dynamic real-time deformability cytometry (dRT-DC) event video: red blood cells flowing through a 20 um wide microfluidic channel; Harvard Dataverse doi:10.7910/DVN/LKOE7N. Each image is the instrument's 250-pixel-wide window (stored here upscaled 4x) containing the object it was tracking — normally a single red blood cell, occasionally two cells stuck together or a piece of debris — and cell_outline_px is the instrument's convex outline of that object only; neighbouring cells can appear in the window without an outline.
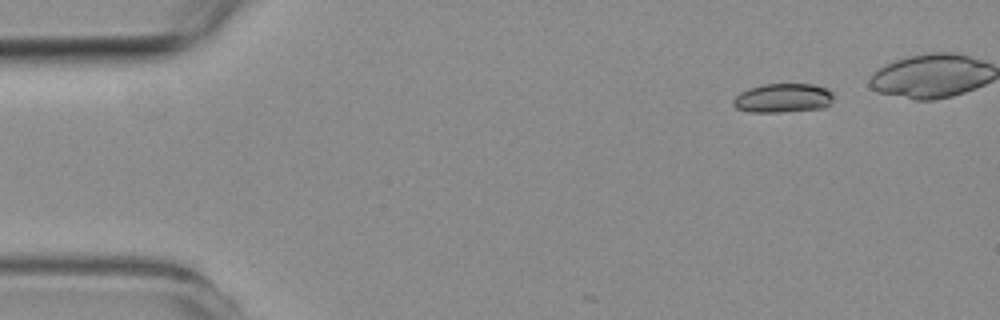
{"species": "common noctule bat (a hibernating species)", "species_latin": "Nyctalus noctula", "temperature_condition": "room temperature", "stored_images_in_passage": 4, "camera_frame_rate_fps": 3000, "um_per_image_px": 0.085, "animal": {"sex": "female", "body_mass_g": 19.3, "forearm_length_mm": 54.1}, "frame": {"image": 1, "passage_image": 1, "time_ms": 0.0, "image_size_px": [1000, 320], "cell_outline_px": [[832, 104], [824, 108], [780, 112], [748, 112], [736, 108], [732, 104], [732, 100], [740, 92], [748, 88], [764, 84], [812, 84], [828, 88], [832, 92]], "centroid_in_image_um": [66.55, 8.33], "position_along_channel_um": 18.4, "area_um2": 17.22}}
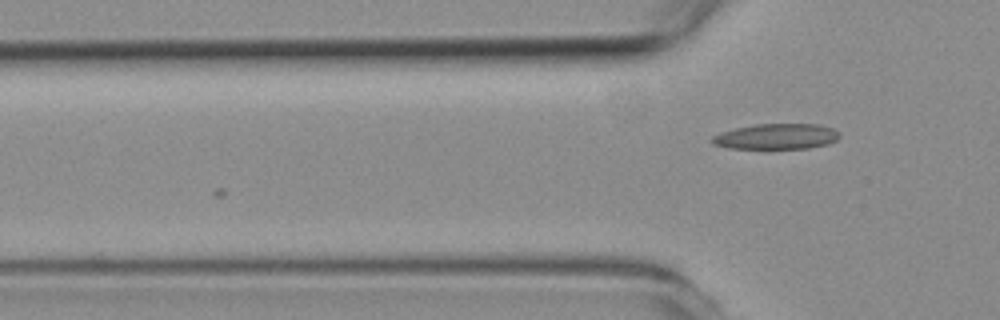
{"frame": {"image": 2, "passage_image": 4, "time_ms": 3.333, "image_size_px": [1000, 320], "cell_outline_px": [[840, 136], [836, 140], [828, 144], [808, 148], [728, 148], [712, 144], [712, 136], [736, 128], [756, 124], [820, 124], [832, 128], [840, 132]], "centroid_in_image_um": [66.04, 11.6], "position_along_channel_um": 59.8, "area_um2": 18.84}}